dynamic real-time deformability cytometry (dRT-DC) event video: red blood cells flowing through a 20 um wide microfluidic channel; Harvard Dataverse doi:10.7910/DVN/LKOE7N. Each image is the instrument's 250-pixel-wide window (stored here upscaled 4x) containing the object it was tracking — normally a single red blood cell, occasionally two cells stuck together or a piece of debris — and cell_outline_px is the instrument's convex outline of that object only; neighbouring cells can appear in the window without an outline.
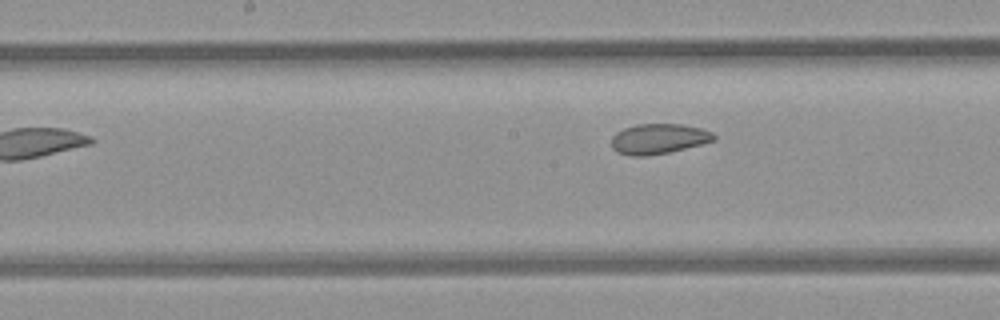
{"species": "common noctule bat (a hibernating species)", "species_latin": "Nyctalus noctula", "temperature_condition": "room temperature", "stored_images_in_passage": 5, "camera_frame_rate_fps": 3000, "um_per_image_px": 0.085, "animal": {"sex": "female", "body_mass_g": 21.9}, "frame": {"image": 1, "passage_image": 5, "time_ms": 1.333, "image_size_px": [1000, 320], "cell_outline_px": [[716, 140], [668, 152], [648, 156], [628, 156], [616, 152], [612, 148], [612, 136], [616, 132], [624, 128], [636, 124], [684, 124], [700, 128], [712, 132], [716, 136]], "centroid_in_image_um": [55.95, 11.8], "position_along_channel_um": 192.2, "area_um2": 18.09}}